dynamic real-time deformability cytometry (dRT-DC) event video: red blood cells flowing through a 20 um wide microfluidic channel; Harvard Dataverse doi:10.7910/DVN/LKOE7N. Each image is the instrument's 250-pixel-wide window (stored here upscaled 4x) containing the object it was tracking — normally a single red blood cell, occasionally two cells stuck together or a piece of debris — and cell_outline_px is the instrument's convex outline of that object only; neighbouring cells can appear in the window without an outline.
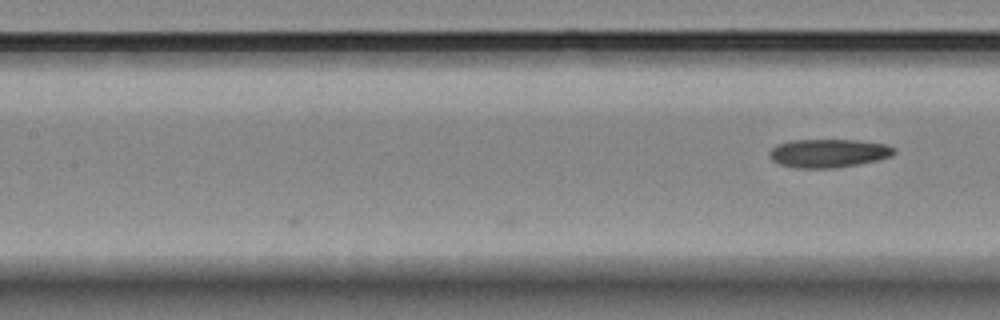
{"species": "Egyptian fruit bat (a non-hibernating species)", "species_latin": "Rousettus aegyptiacus", "temperature_condition": "room temperature", "stored_images_in_passage": 9, "camera_frame_rate_fps": 3000, "um_per_image_px": 0.085, "animal": {"sex": "female"}, "frame": {"image": 1, "passage_image": 9, "time_ms": 2.667, "image_size_px": [1000, 320], "cell_outline_px": [[896, 152], [892, 156], [876, 160], [836, 168], [792, 168], [780, 164], [772, 160], [768, 156], [768, 152], [776, 144], [788, 140], [856, 140], [888, 144], [896, 148]], "centroid_in_image_um": [70.39, 13.01], "position_along_channel_um": 137.0, "area_um2": 20.92}}